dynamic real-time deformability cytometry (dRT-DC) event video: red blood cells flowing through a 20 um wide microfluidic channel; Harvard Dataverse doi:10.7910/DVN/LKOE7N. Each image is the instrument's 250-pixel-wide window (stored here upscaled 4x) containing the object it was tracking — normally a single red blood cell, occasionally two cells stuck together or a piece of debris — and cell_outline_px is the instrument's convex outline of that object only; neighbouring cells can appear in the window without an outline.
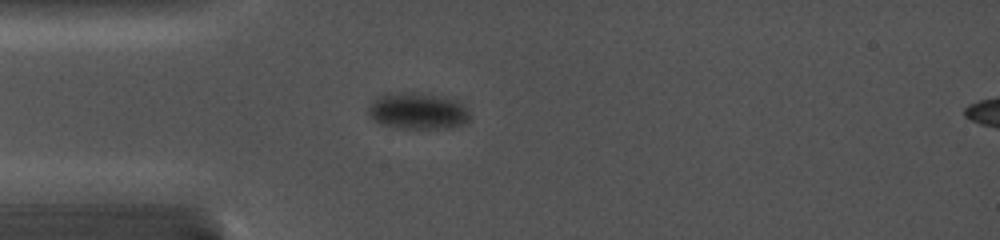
{"species": "common noctule bat (a hibernating species)", "species_latin": "Nyctalus noctula", "temperature_condition": "cold", "stored_images_in_passage": 23, "camera_frame_rate_fps": 5000, "um_per_image_px": 0.085, "animal": {"sex": "female", "body_mass_g": 19.0, "forearm_length_mm": 56.7}, "frame": {"image": 1, "passage_image": 5, "time_ms": 3.4, "image_size_px": [1000, 240], "cell_outline_px": [[468, 120], [464, 124], [452, 128], [396, 128], [380, 124], [368, 112], [368, 108], [372, 100], [376, 96], [384, 92], [412, 92], [460, 100], [464, 104], [468, 112]], "centroid_in_image_um": [35.49, 9.42], "position_along_channel_um": 49.5, "area_um2": 21.79}}
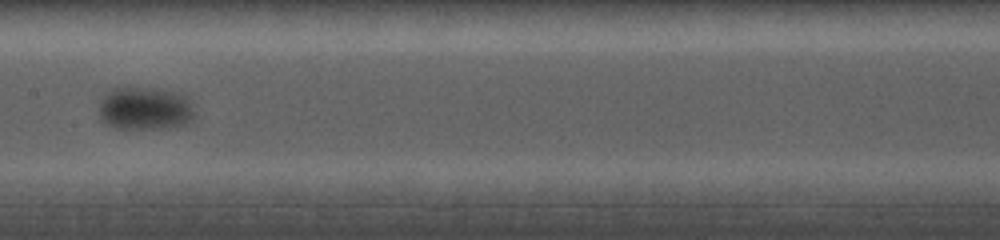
{"frame": {"image": 2, "passage_image": 11, "time_ms": 7.6, "image_size_px": [1000, 240], "cell_outline_px": [[196, 116], [192, 120], [184, 124], [164, 128], [116, 128], [104, 124], [100, 120], [100, 100], [104, 92], [112, 88], [152, 88], [184, 92], [188, 96], [196, 112]], "centroid_in_image_um": [12.35, 9.2], "position_along_channel_um": 195.0, "area_um2": 24.57}}
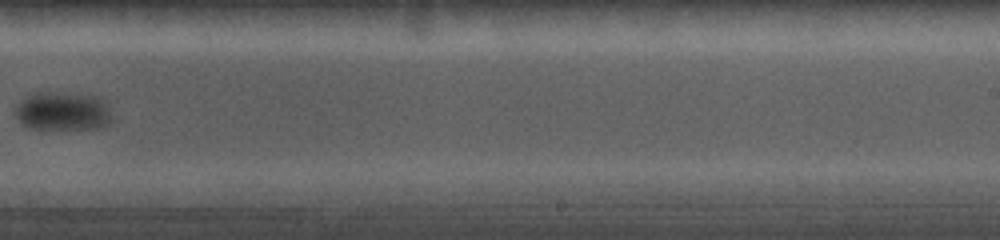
{"frame": {"image": 3, "passage_image": 14, "time_ms": 10.0, "image_size_px": [1000, 240], "cell_outline_px": [[112, 120], [108, 124], [100, 128], [28, 128], [20, 124], [16, 116], [16, 104], [28, 96], [36, 92], [88, 92], [108, 100]], "centroid_in_image_um": [5.4, 9.41], "position_along_channel_um": 283.6, "area_um2": 22.43}}